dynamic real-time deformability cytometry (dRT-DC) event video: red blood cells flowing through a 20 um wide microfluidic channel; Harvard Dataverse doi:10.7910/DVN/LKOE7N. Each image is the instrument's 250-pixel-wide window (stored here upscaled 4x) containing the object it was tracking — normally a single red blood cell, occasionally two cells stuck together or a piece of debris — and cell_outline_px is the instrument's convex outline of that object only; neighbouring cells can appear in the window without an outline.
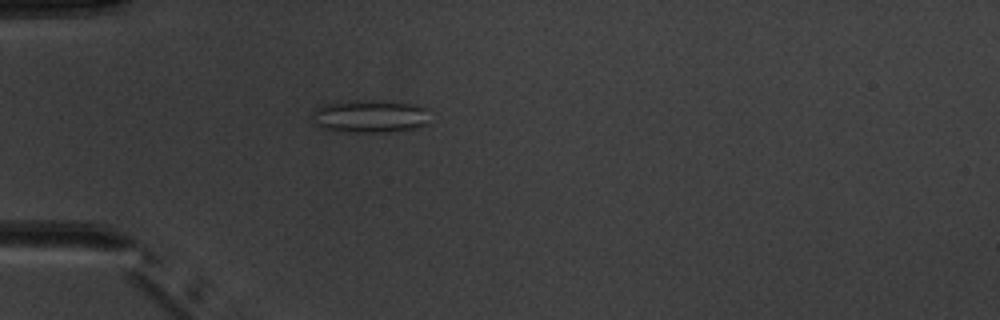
{"species": "common noctule bat (a hibernating species)", "species_latin": "Nyctalus noctula", "temperature_condition": "warm", "stored_images_in_passage": 1, "camera_frame_rate_fps": 3000, "um_per_image_px": 0.085, "animal": {"sex": "male", "body_mass_g": 20.1, "forearm_length_mm": 53.5}, "frame": {"image": 1, "passage_image": 1, "time_ms": 0.0, "image_size_px": [1000, 320], "cell_outline_px": [[428, 124], [416, 128], [388, 132], [352, 132], [324, 128], [316, 124], [312, 120], [312, 112], [316, 108], [328, 104], [356, 100], [380, 100], [416, 104], [428, 108]], "centroid_in_image_um": [31.51, 9.87], "position_along_channel_um": 53.5, "area_um2": 22.6}}